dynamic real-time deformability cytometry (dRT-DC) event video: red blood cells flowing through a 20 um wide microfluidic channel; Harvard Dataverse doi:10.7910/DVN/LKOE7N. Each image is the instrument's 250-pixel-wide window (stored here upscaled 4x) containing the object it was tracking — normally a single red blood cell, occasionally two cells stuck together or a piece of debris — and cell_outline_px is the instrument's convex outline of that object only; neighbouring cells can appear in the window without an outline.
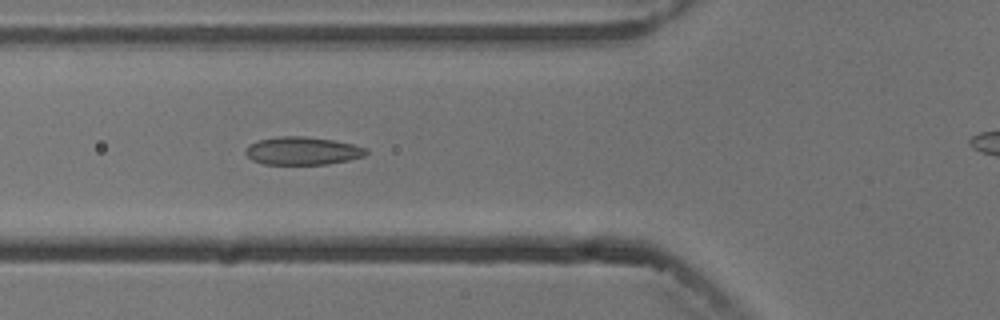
{"species": "common noctule bat (a hibernating species)", "species_latin": "Nyctalus noctula", "temperature_condition": "cold", "stored_images_in_passage": 5, "camera_frame_rate_fps": 3000, "um_per_image_px": 0.085, "animal": {"sex": "male", "body_mass_g": 13.3}, "frame": {"image": 1, "passage_image": 4, "time_ms": 4.333, "image_size_px": [1000, 320], "cell_outline_px": [[368, 152], [364, 156], [348, 160], [328, 164], [264, 164], [252, 160], [244, 152], [252, 144], [260, 140], [280, 136], [304, 136], [332, 140], [352, 144], [368, 148]], "centroid_in_image_um": [25.75, 12.83], "position_along_channel_um": 100.1, "area_um2": 19.42}}